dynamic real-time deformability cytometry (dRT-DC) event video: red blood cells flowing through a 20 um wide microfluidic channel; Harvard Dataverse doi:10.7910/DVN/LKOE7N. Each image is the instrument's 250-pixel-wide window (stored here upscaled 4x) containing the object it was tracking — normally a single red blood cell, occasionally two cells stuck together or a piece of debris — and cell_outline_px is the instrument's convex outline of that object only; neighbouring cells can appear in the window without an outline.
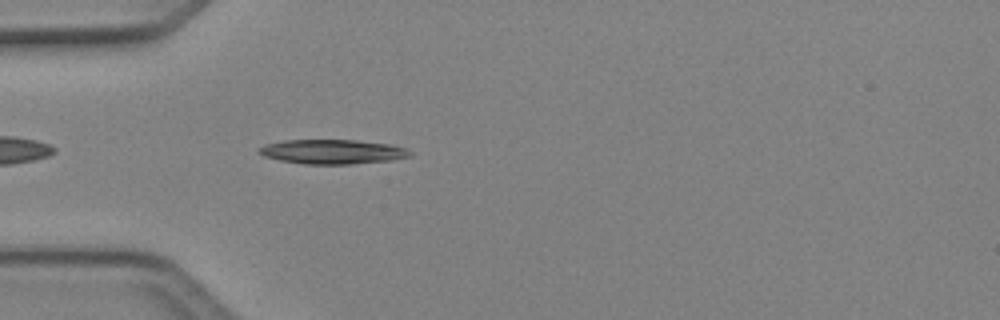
{"species": "Egyptian fruit bat (a non-hibernating species)", "species_latin": "Rousettus aegyptiacus", "temperature_condition": "cold", "stored_images_in_passage": 1, "camera_frame_rate_fps": 3000, "um_per_image_px": 0.085, "animal": {"sex": "female"}, "frame": {"image": 1, "passage_image": 1, "time_ms": 0.0, "image_size_px": [1000, 320], "cell_outline_px": [[412, 156], [392, 160], [352, 164], [304, 164], [280, 160], [264, 156], [256, 152], [264, 144], [284, 140], [356, 140], [392, 144], [404, 148], [412, 152]], "centroid_in_image_um": [28.27, 12.89], "position_along_channel_um": 56.7, "area_um2": 21.62}}